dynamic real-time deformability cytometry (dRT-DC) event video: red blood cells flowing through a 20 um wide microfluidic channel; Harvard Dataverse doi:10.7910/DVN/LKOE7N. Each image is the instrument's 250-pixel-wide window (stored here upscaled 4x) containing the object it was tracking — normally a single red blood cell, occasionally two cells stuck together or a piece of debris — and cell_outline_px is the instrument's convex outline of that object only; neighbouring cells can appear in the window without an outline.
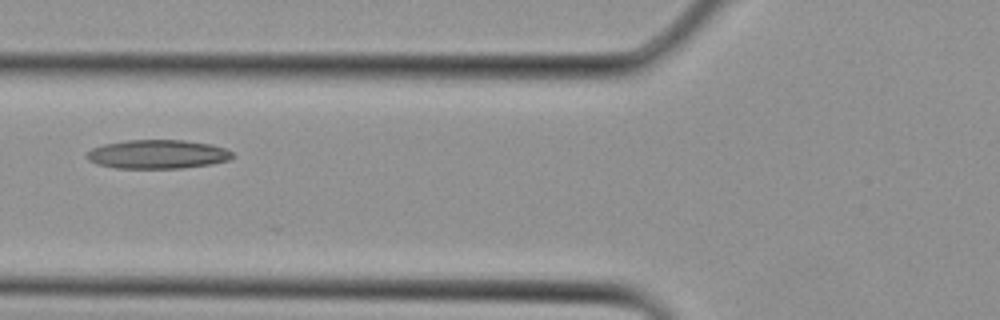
{"species": "Egyptian fruit bat (a non-hibernating species)", "species_latin": "Rousettus aegyptiacus", "temperature_condition": "cold", "stored_images_in_passage": 5, "camera_frame_rate_fps": 3000, "um_per_image_px": 0.085, "animal": {"sex": "female"}, "frame": {"image": 1, "passage_image": 5, "time_ms": 1.333, "image_size_px": [1000, 320], "cell_outline_px": [[236, 156], [228, 160], [212, 164], [180, 168], [116, 168], [96, 164], [88, 160], [84, 156], [92, 148], [104, 144], [128, 140], [184, 140], [212, 144], [224, 148], [232, 152]], "centroid_in_image_um": [13.4, 13.11], "position_along_channel_um": 112.4, "area_um2": 24.62}}